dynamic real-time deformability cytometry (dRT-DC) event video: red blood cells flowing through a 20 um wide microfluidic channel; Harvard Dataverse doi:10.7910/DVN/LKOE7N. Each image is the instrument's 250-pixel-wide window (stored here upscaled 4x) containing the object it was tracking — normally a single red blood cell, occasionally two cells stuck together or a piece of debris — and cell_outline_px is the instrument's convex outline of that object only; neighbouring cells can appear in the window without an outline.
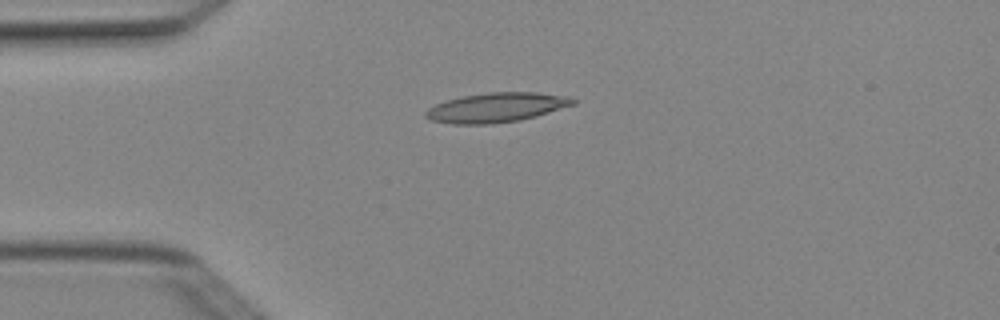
{"species": "Egyptian fruit bat (a non-hibernating species)", "species_latin": "Rousettus aegyptiacus", "temperature_condition": "cold", "stored_images_in_passage": 6, "camera_frame_rate_fps": 3000, "um_per_image_px": 0.085, "animal": {"sex": "female"}, "frame": {"image": 1, "passage_image": 4, "time_ms": 1.0, "image_size_px": [1000, 320], "cell_outline_px": [[576, 104], [536, 116], [520, 120], [492, 124], [452, 124], [432, 120], [424, 116], [424, 112], [428, 108], [436, 104], [448, 100], [464, 96], [488, 92], [536, 92], [572, 96], [576, 100]], "centroid_in_image_um": [42.24, 9.13], "position_along_channel_um": 42.8, "area_um2": 25.43}}
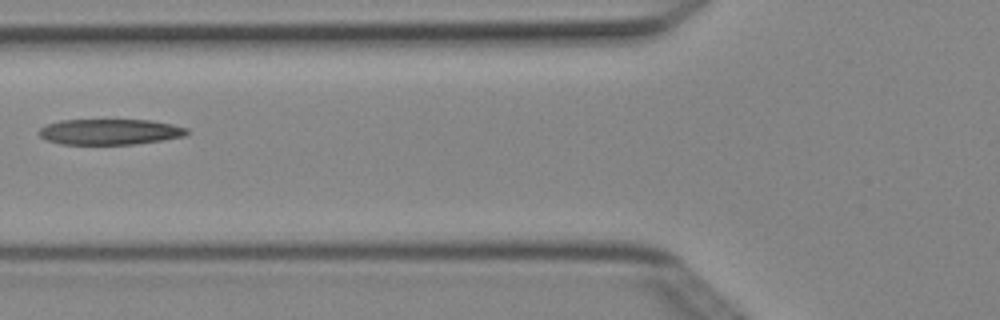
{"frame": {"image": 2, "passage_image": 6, "time_ms": 1.667, "image_size_px": [1000, 320], "cell_outline_px": [[188, 132], [184, 136], [164, 140], [136, 144], [60, 144], [44, 140], [36, 132], [44, 124], [60, 120], [152, 120], [172, 124], [188, 128]], "centroid_in_image_um": [9.29, 11.2], "position_along_channel_um": 116.5, "area_um2": 22.43}}